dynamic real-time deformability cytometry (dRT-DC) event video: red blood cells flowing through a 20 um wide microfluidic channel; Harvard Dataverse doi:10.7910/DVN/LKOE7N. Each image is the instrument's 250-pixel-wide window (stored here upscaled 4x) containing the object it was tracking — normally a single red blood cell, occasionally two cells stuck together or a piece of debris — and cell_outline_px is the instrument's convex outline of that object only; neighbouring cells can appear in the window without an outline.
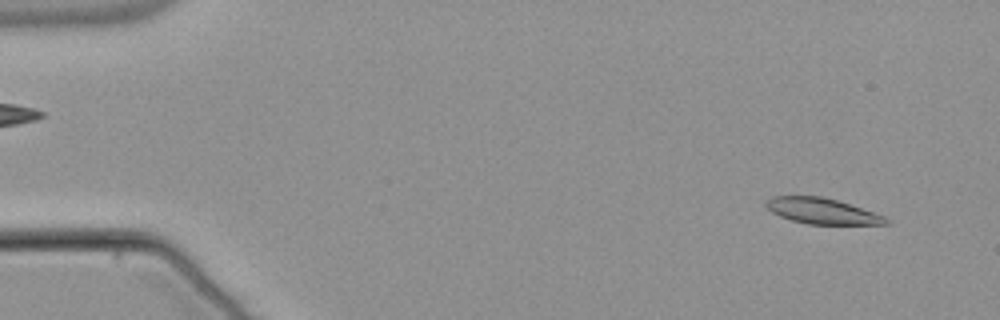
{"species": "common noctule bat (a hibernating species)", "species_latin": "Nyctalus noctula", "temperature_condition": "warm", "stored_images_in_passage": 54, "camera_frame_rate_fps": 3000, "um_per_image_px": 0.085, "animal": {"sex": "male", "body_mass_g": 21.5, "forearm_length_mm": 52.0}, "frame": {"image": 1, "passage_image": 4, "time_ms": 1.0, "image_size_px": [1000, 320], "cell_outline_px": [[892, 224], [808, 224], [792, 220], [780, 216], [772, 212], [764, 204], [764, 200], [772, 196], [820, 196], [836, 200], [884, 216], [892, 220]], "centroid_in_image_um": [69.86, 17.94], "position_along_channel_um": 15.1, "area_um2": 17.86}}
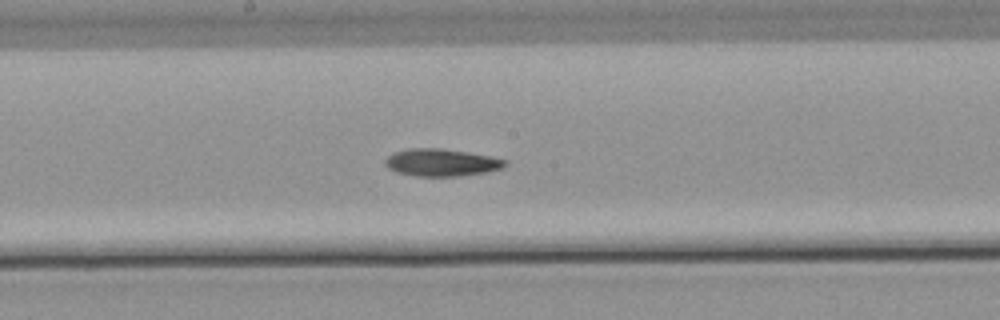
{"frame": {"image": 2, "passage_image": 29, "time_ms": 9.333, "image_size_px": [1000, 320], "cell_outline_px": [[508, 164], [504, 168], [484, 172], [460, 176], [416, 176], [396, 172], [388, 168], [384, 164], [384, 160], [392, 152], [408, 148], [440, 148], [488, 156], [508, 160]], "centroid_in_image_um": [37.49, 13.81], "position_along_channel_um": 210.7, "area_um2": 19.13}}
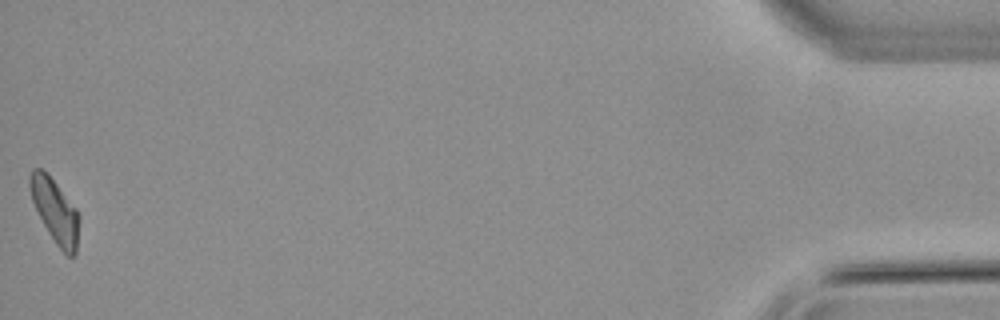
{"frame": {"image": 3, "passage_image": 54, "time_ms": 17.667, "image_size_px": [1000, 320], "cell_outline_px": [[80, 220], [76, 256], [68, 256], [56, 244], [48, 232], [32, 200], [28, 184], [28, 176], [32, 168], [40, 168], [56, 184], [76, 208], [80, 216]], "centroid_in_image_um": [4.69, 17.95], "position_along_channel_um": 430.5, "area_um2": 18.15}}